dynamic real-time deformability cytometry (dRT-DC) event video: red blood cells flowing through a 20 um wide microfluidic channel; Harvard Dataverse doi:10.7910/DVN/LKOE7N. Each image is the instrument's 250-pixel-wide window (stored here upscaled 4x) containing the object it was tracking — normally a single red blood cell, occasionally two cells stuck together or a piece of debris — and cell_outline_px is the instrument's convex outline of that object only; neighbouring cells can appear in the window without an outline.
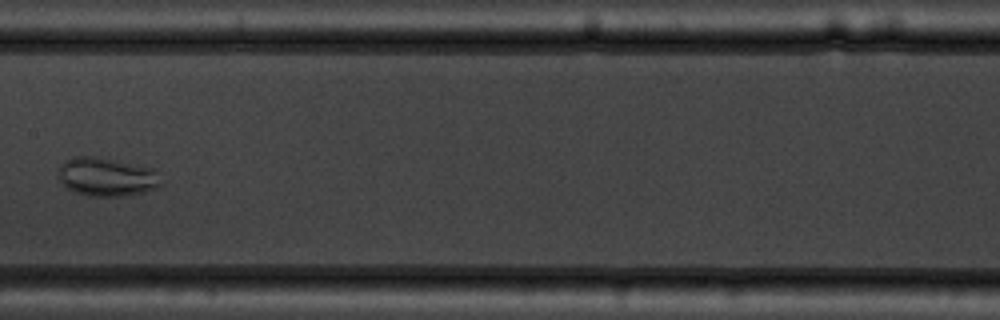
{"species": "common noctule bat (a hibernating species)", "species_latin": "Nyctalus noctula", "temperature_condition": "warm", "stored_images_in_passage": 8, "camera_frame_rate_fps": 3000, "um_per_image_px": 0.085, "animal": {"sex": "male", "body_mass_g": 19.5, "forearm_length_mm": 54.6}, "frame": {"image": 1, "passage_image": 7, "time_ms": 7.667, "image_size_px": [1000, 320], "cell_outline_px": [[164, 184], [156, 188], [144, 192], [124, 196], [88, 196], [76, 192], [68, 188], [56, 176], [56, 172], [60, 164], [64, 160], [76, 156], [96, 156], [156, 168]], "centroid_in_image_um": [9.09, 15.02], "position_along_channel_um": 198.3, "area_um2": 23.64}}